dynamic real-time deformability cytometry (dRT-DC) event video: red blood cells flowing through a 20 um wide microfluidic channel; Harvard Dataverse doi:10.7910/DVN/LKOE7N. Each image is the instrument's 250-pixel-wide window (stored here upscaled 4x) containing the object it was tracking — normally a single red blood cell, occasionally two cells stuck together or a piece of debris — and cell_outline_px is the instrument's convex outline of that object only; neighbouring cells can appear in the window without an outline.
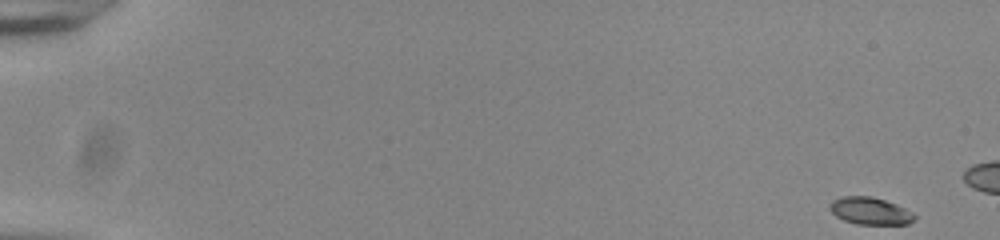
{"species": "common noctule bat (a hibernating species)", "species_latin": "Nyctalus noctula", "temperature_condition": "room temperature", "stored_images_in_passage": 18, "camera_frame_rate_fps": 3000, "um_per_image_px": 0.085, "animal": {"sex": "male", "body_mass_g": 20.0, "forearm_length_mm": 53.3}, "frame": {"image": 1, "passage_image": 1, "time_ms": 0.0, "image_size_px": [1000, 240], "cell_outline_px": [[916, 220], [908, 224], [856, 224], [844, 220], [836, 216], [828, 208], [828, 204], [832, 200], [840, 196], [872, 196], [896, 204], [912, 212], [916, 216]], "centroid_in_image_um": [73.94, 17.92], "position_along_channel_um": 11.1, "area_um2": 13.58}}